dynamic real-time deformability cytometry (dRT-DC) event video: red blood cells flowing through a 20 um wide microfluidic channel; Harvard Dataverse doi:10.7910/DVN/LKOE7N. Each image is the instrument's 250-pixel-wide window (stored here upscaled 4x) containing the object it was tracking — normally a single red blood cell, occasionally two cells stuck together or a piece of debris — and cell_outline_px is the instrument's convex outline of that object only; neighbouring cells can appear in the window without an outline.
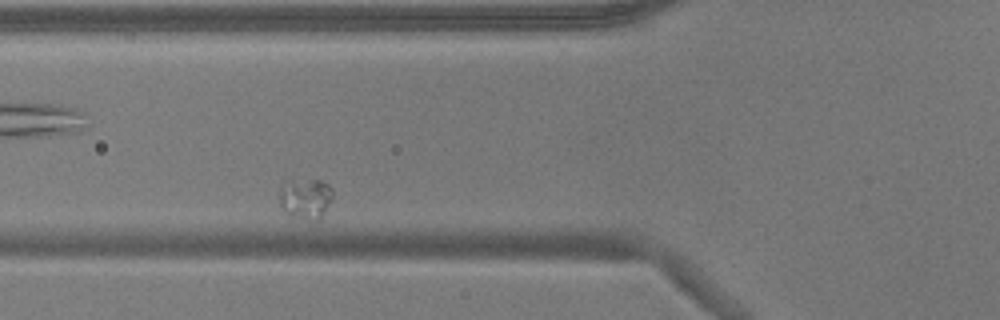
{"species": "common noctule bat (a hibernating species)", "species_latin": "Nyctalus noctula", "temperature_condition": "warm", "stored_images_in_passage": 35, "segment_of_instrument_passage": [1, 2], "camera_frame_rate_fps": 3000, "um_per_image_px": 0.085, "animal": {"sex": "male", "body_mass_g": 17.9}, "frame": {"image": 1, "passage_image": 6, "time_ms": 1.667, "image_size_px": [1000, 320], "cell_outline_px": [[332, 200], [320, 220], [308, 220], [292, 216], [284, 212], [280, 204], [280, 188], [292, 180], [320, 180], [328, 184], [332, 188]], "centroid_in_image_um": [26.0, 16.9], "position_along_channel_um": 99.8, "area_um2": 12.6}}
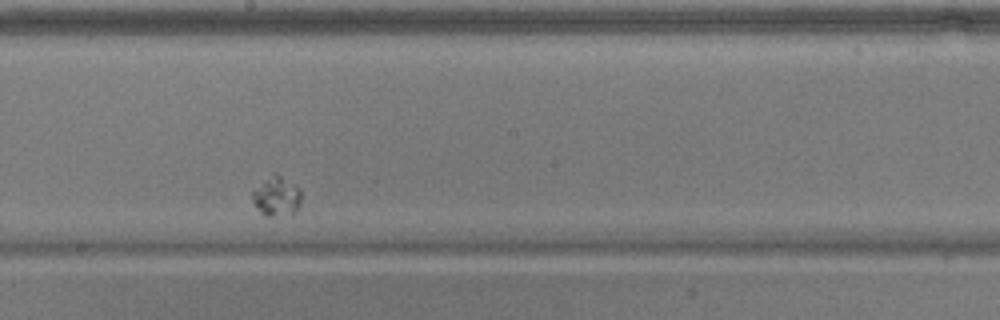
{"frame": {"image": 2, "passage_image": 18, "time_ms": 5.667, "image_size_px": [1000, 320], "cell_outline_px": [[300, 204], [296, 212], [272, 216], [264, 216], [260, 212], [252, 200], [252, 192], [272, 172], [276, 172], [300, 188]], "centroid_in_image_um": [23.51, 16.67], "position_along_channel_um": 224.7, "area_um2": 11.21}}
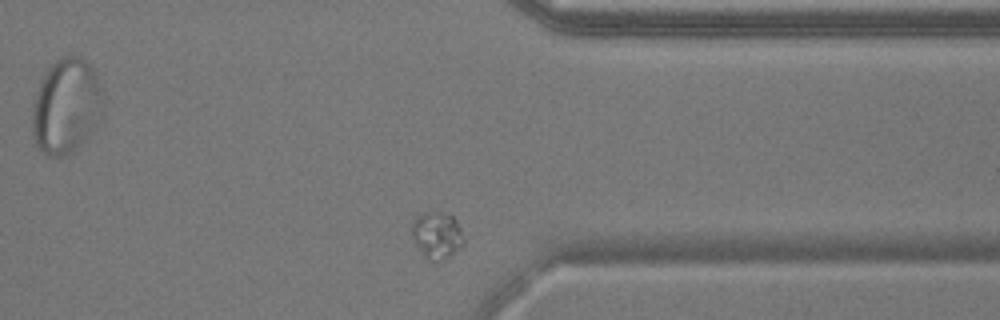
{"frame": {"image": 3, "passage_image": 32, "time_ms": 10.333, "image_size_px": [1000, 320], "cell_outline_px": [[464, 244], [448, 256], [436, 264], [424, 256], [420, 252], [412, 240], [412, 224], [420, 216], [428, 212], [432, 212], [452, 216], [456, 220], [460, 228], [464, 240]], "centroid_in_image_um": [37.13, 20.05], "position_along_channel_um": 374.3, "area_um2": 13.87}}